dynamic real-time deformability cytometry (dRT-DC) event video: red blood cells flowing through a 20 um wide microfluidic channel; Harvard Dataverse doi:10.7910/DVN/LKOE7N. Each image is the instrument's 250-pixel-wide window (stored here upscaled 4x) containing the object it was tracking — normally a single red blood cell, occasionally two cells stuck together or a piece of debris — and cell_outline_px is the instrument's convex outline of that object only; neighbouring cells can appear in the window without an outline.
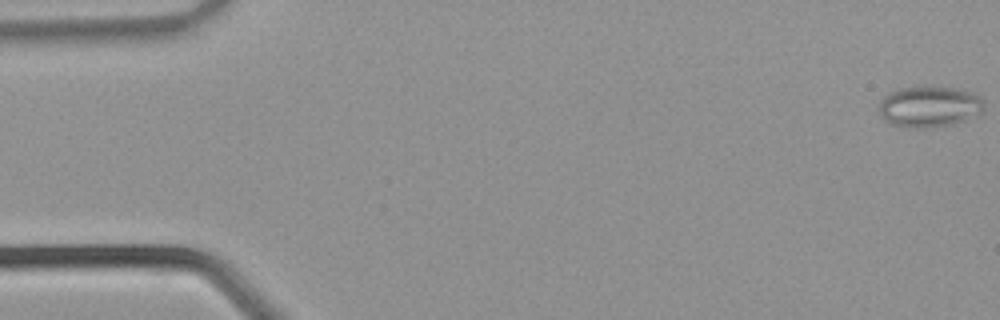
{"species": "common noctule bat (a hibernating species)", "species_latin": "Nyctalus noctula", "temperature_condition": "warm", "stored_images_in_passage": 9, "camera_frame_rate_fps": 3000, "um_per_image_px": 0.085, "animal": {"sex": "male", "body_mass_g": 21.5, "forearm_length_mm": 52.0}, "frame": {"image": 1, "passage_image": 1, "time_ms": 0.0, "image_size_px": [1000, 320], "cell_outline_px": [[980, 104], [960, 116], [952, 120], [936, 124], [900, 124], [888, 120], [884, 116], [880, 108], [884, 100], [892, 92], [908, 88], [944, 88], [964, 92], [980, 100]], "centroid_in_image_um": [78.78, 8.98], "position_along_channel_um": 6.2, "area_um2": 20.35}}